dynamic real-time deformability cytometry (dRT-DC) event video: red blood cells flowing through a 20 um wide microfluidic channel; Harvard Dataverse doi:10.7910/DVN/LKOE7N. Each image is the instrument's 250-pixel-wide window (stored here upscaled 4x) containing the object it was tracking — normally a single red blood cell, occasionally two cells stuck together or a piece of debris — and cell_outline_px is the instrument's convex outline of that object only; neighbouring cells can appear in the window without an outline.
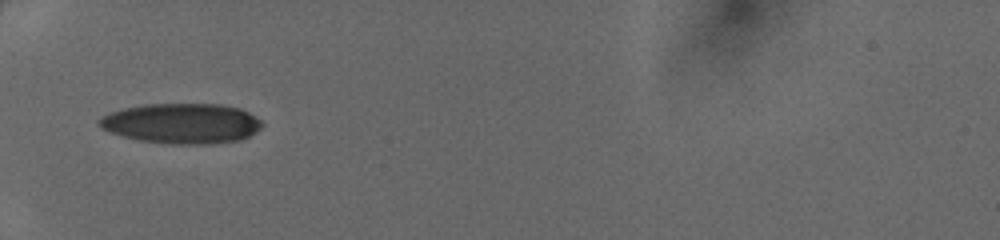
{"species": "human", "species_latin": "Homo sapiens", "temperature_condition": "cold", "stored_images_in_passage": 31, "camera_frame_rate_fps": 3000, "um_per_image_px": 0.085, "donor": {"sex": "female"}, "frame": {"image": 1, "passage_image": 1, "time_ms": 0.0, "image_size_px": [1000, 240], "cell_outline_px": [[264, 124], [256, 132], [240, 140], [204, 144], [172, 144], [140, 140], [124, 136], [100, 128], [96, 124], [96, 120], [100, 116], [108, 112], [124, 108], [144, 104], [220, 104], [240, 108], [256, 116]], "centroid_in_image_um": [15.42, 10.48], "position_along_channel_um": 69.6, "area_um2": 38.32}}
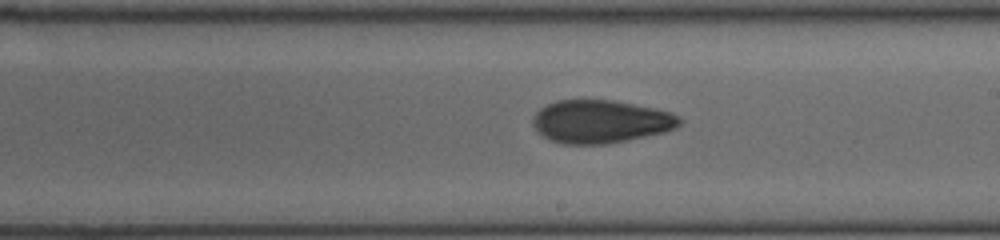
{"frame": {"image": 2, "passage_image": 13, "time_ms": 4.0, "image_size_px": [1000, 240], "cell_outline_px": [[684, 120], [676, 128], [664, 132], [628, 140], [608, 144], [560, 144], [544, 136], [532, 124], [532, 120], [536, 112], [540, 108], [556, 100], [612, 100], [672, 112], [680, 116]], "centroid_in_image_um": [51.08, 10.33], "position_along_channel_um": 237.9, "area_um2": 36.76}}
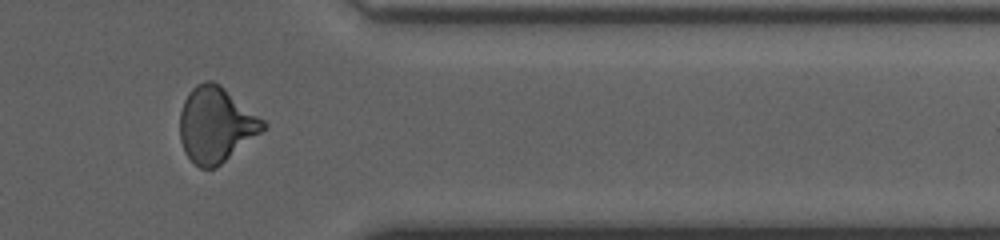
{"frame": {"image": 3, "passage_image": 24, "time_ms": 7.667, "image_size_px": [1000, 240], "cell_outline_px": [[268, 128], [216, 168], [200, 168], [184, 152], [180, 140], [180, 112], [184, 100], [188, 92], [196, 84], [204, 80], [212, 80], [220, 84], [264, 120], [268, 124]], "centroid_in_image_um": [18.36, 10.59], "position_along_channel_um": 393.0, "area_um2": 36.76}}